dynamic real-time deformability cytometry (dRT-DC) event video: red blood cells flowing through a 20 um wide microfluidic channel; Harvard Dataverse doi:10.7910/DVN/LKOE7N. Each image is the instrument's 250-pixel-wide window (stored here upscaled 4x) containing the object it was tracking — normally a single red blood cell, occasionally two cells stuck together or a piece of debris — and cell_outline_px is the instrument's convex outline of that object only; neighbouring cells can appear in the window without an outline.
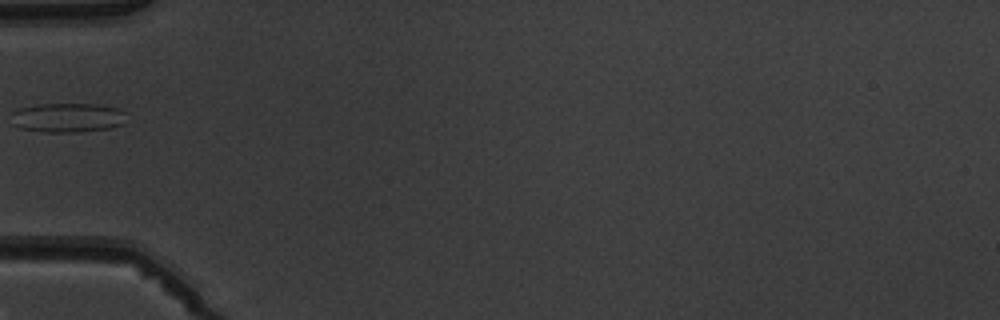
{"species": "common noctule bat (a hibernating species)", "species_latin": "Nyctalus noctula", "temperature_condition": "warm", "stored_images_in_passage": 3, "camera_frame_rate_fps": 3000, "um_per_image_px": 0.085, "animal": {"sex": "male", "body_mass_g": 19.5, "forearm_length_mm": 54.6}, "frame": {"image": 1, "passage_image": 3, "time_ms": 2.333, "image_size_px": [1000, 320], "cell_outline_px": [[124, 124], [108, 128], [76, 132], [44, 132], [20, 128], [12, 124], [12, 112], [20, 108], [36, 104], [96, 104], [120, 108], [124, 112]], "centroid_in_image_um": [5.73, 9.99], "position_along_channel_um": 79.3, "area_um2": 19.71}}